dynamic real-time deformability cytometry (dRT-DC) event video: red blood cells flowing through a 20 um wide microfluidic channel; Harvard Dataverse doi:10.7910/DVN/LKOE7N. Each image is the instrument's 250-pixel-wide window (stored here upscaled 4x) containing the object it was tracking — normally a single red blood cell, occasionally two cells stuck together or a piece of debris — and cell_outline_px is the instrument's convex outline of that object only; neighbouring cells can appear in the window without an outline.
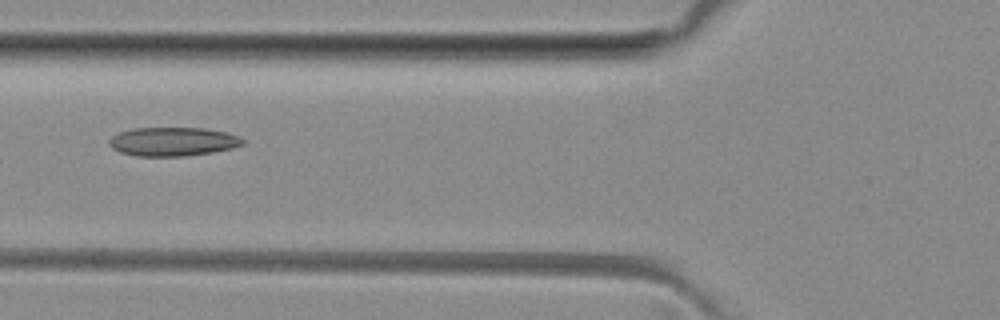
{"species": "common noctule bat (a hibernating species)", "species_latin": "Nyctalus noctula", "temperature_condition": "room temperature", "stored_images_in_passage": 3, "camera_frame_rate_fps": 3000, "um_per_image_px": 0.085, "animal": {"sex": "female", "body_mass_g": 29.2, "forearm_length_mm": 56.3}, "frame": {"image": 1, "passage_image": 3, "time_ms": 2.0, "image_size_px": [1000, 320], "cell_outline_px": [[244, 144], [232, 148], [212, 152], [184, 156], [136, 156], [120, 152], [112, 148], [108, 144], [108, 140], [112, 136], [120, 132], [132, 128], [204, 128], [228, 132], [244, 140]], "centroid_in_image_um": [14.67, 12.03], "position_along_channel_um": 111.1, "area_um2": 22.43}}